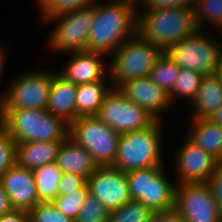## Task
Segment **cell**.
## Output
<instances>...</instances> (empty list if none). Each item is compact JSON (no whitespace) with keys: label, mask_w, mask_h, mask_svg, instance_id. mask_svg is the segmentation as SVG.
Segmentation results:
<instances>
[{"label":"cell","mask_w":222,"mask_h":222,"mask_svg":"<svg viewBox=\"0 0 222 222\" xmlns=\"http://www.w3.org/2000/svg\"><path fill=\"white\" fill-rule=\"evenodd\" d=\"M165 166H152L126 172L130 196L153 211L175 207L176 181ZM172 177V178H168Z\"/></svg>","instance_id":"cell-8"},{"label":"cell","mask_w":222,"mask_h":222,"mask_svg":"<svg viewBox=\"0 0 222 222\" xmlns=\"http://www.w3.org/2000/svg\"><path fill=\"white\" fill-rule=\"evenodd\" d=\"M56 164L63 173L78 175L86 180L98 167L92 155L70 137L62 142Z\"/></svg>","instance_id":"cell-19"},{"label":"cell","mask_w":222,"mask_h":222,"mask_svg":"<svg viewBox=\"0 0 222 222\" xmlns=\"http://www.w3.org/2000/svg\"><path fill=\"white\" fill-rule=\"evenodd\" d=\"M41 1H42V0H35V2H34V3H35L34 6H35V5L37 6Z\"/></svg>","instance_id":"cell-44"},{"label":"cell","mask_w":222,"mask_h":222,"mask_svg":"<svg viewBox=\"0 0 222 222\" xmlns=\"http://www.w3.org/2000/svg\"><path fill=\"white\" fill-rule=\"evenodd\" d=\"M97 117L120 135L148 128L157 120L118 88H112L107 94Z\"/></svg>","instance_id":"cell-11"},{"label":"cell","mask_w":222,"mask_h":222,"mask_svg":"<svg viewBox=\"0 0 222 222\" xmlns=\"http://www.w3.org/2000/svg\"><path fill=\"white\" fill-rule=\"evenodd\" d=\"M174 154L173 177L176 184L206 183L215 170L218 161L199 146H196L186 136ZM175 170V171H174Z\"/></svg>","instance_id":"cell-13"},{"label":"cell","mask_w":222,"mask_h":222,"mask_svg":"<svg viewBox=\"0 0 222 222\" xmlns=\"http://www.w3.org/2000/svg\"><path fill=\"white\" fill-rule=\"evenodd\" d=\"M199 30L193 6L145 8L137 13V33L164 52Z\"/></svg>","instance_id":"cell-1"},{"label":"cell","mask_w":222,"mask_h":222,"mask_svg":"<svg viewBox=\"0 0 222 222\" xmlns=\"http://www.w3.org/2000/svg\"><path fill=\"white\" fill-rule=\"evenodd\" d=\"M206 184L209 186L211 194L216 201L217 209L222 216V162L217 163Z\"/></svg>","instance_id":"cell-34"},{"label":"cell","mask_w":222,"mask_h":222,"mask_svg":"<svg viewBox=\"0 0 222 222\" xmlns=\"http://www.w3.org/2000/svg\"><path fill=\"white\" fill-rule=\"evenodd\" d=\"M215 76L222 82V46L218 54Z\"/></svg>","instance_id":"cell-43"},{"label":"cell","mask_w":222,"mask_h":222,"mask_svg":"<svg viewBox=\"0 0 222 222\" xmlns=\"http://www.w3.org/2000/svg\"><path fill=\"white\" fill-rule=\"evenodd\" d=\"M193 7L200 30L222 32V0H194Z\"/></svg>","instance_id":"cell-26"},{"label":"cell","mask_w":222,"mask_h":222,"mask_svg":"<svg viewBox=\"0 0 222 222\" xmlns=\"http://www.w3.org/2000/svg\"><path fill=\"white\" fill-rule=\"evenodd\" d=\"M154 211L140 201L130 200L110 211L107 222H148Z\"/></svg>","instance_id":"cell-28"},{"label":"cell","mask_w":222,"mask_h":222,"mask_svg":"<svg viewBox=\"0 0 222 222\" xmlns=\"http://www.w3.org/2000/svg\"><path fill=\"white\" fill-rule=\"evenodd\" d=\"M116 3L128 6L133 9L136 13L145 9L149 4L150 0H112Z\"/></svg>","instance_id":"cell-39"},{"label":"cell","mask_w":222,"mask_h":222,"mask_svg":"<svg viewBox=\"0 0 222 222\" xmlns=\"http://www.w3.org/2000/svg\"><path fill=\"white\" fill-rule=\"evenodd\" d=\"M118 89L127 99L146 109L157 120L166 121L163 116L174 110L169 94L149 77L129 80L122 83Z\"/></svg>","instance_id":"cell-16"},{"label":"cell","mask_w":222,"mask_h":222,"mask_svg":"<svg viewBox=\"0 0 222 222\" xmlns=\"http://www.w3.org/2000/svg\"><path fill=\"white\" fill-rule=\"evenodd\" d=\"M95 15V3L46 19V27L53 24L46 48L53 55L88 50V37Z\"/></svg>","instance_id":"cell-6"},{"label":"cell","mask_w":222,"mask_h":222,"mask_svg":"<svg viewBox=\"0 0 222 222\" xmlns=\"http://www.w3.org/2000/svg\"><path fill=\"white\" fill-rule=\"evenodd\" d=\"M69 137L87 150L98 166L113 165L120 134L97 116L79 117L72 122Z\"/></svg>","instance_id":"cell-10"},{"label":"cell","mask_w":222,"mask_h":222,"mask_svg":"<svg viewBox=\"0 0 222 222\" xmlns=\"http://www.w3.org/2000/svg\"><path fill=\"white\" fill-rule=\"evenodd\" d=\"M222 106V82L215 76H204L198 93L191 103L188 118H207ZM194 109V110H193Z\"/></svg>","instance_id":"cell-22"},{"label":"cell","mask_w":222,"mask_h":222,"mask_svg":"<svg viewBox=\"0 0 222 222\" xmlns=\"http://www.w3.org/2000/svg\"><path fill=\"white\" fill-rule=\"evenodd\" d=\"M163 120H156L150 127L120 135L113 167L129 172L152 166H165L163 149ZM164 129V130H163Z\"/></svg>","instance_id":"cell-4"},{"label":"cell","mask_w":222,"mask_h":222,"mask_svg":"<svg viewBox=\"0 0 222 222\" xmlns=\"http://www.w3.org/2000/svg\"><path fill=\"white\" fill-rule=\"evenodd\" d=\"M194 0H150L146 8H173L193 6Z\"/></svg>","instance_id":"cell-37"},{"label":"cell","mask_w":222,"mask_h":222,"mask_svg":"<svg viewBox=\"0 0 222 222\" xmlns=\"http://www.w3.org/2000/svg\"><path fill=\"white\" fill-rule=\"evenodd\" d=\"M97 0H42L37 5L39 20L43 23L46 19L61 13H66L81 7L89 6Z\"/></svg>","instance_id":"cell-29"},{"label":"cell","mask_w":222,"mask_h":222,"mask_svg":"<svg viewBox=\"0 0 222 222\" xmlns=\"http://www.w3.org/2000/svg\"><path fill=\"white\" fill-rule=\"evenodd\" d=\"M221 46L222 32L199 30L169 47L165 53L180 68L193 70L206 76L215 73Z\"/></svg>","instance_id":"cell-9"},{"label":"cell","mask_w":222,"mask_h":222,"mask_svg":"<svg viewBox=\"0 0 222 222\" xmlns=\"http://www.w3.org/2000/svg\"><path fill=\"white\" fill-rule=\"evenodd\" d=\"M32 69V70H31ZM29 68L8 79L0 91V108L46 109L53 69Z\"/></svg>","instance_id":"cell-7"},{"label":"cell","mask_w":222,"mask_h":222,"mask_svg":"<svg viewBox=\"0 0 222 222\" xmlns=\"http://www.w3.org/2000/svg\"><path fill=\"white\" fill-rule=\"evenodd\" d=\"M4 44H3V42L1 43V45H0V82L4 79V78H2V76L4 77V74L3 73H5V62H6V58H8L7 56H6V52H7V50L8 49H6L5 48V46H3ZM1 86V85H0Z\"/></svg>","instance_id":"cell-41"},{"label":"cell","mask_w":222,"mask_h":222,"mask_svg":"<svg viewBox=\"0 0 222 222\" xmlns=\"http://www.w3.org/2000/svg\"><path fill=\"white\" fill-rule=\"evenodd\" d=\"M68 60L57 72L67 81L76 85L111 81L109 56L100 52L78 51L66 53Z\"/></svg>","instance_id":"cell-14"},{"label":"cell","mask_w":222,"mask_h":222,"mask_svg":"<svg viewBox=\"0 0 222 222\" xmlns=\"http://www.w3.org/2000/svg\"><path fill=\"white\" fill-rule=\"evenodd\" d=\"M203 78L204 75L199 72L181 68L175 80L173 90L169 94L170 103L173 108L180 106L184 101L188 103L186 105L190 106L198 93ZM180 100L182 101L180 102Z\"/></svg>","instance_id":"cell-24"},{"label":"cell","mask_w":222,"mask_h":222,"mask_svg":"<svg viewBox=\"0 0 222 222\" xmlns=\"http://www.w3.org/2000/svg\"><path fill=\"white\" fill-rule=\"evenodd\" d=\"M0 180L13 210L29 212L40 203L33 170L15 163L0 177Z\"/></svg>","instance_id":"cell-17"},{"label":"cell","mask_w":222,"mask_h":222,"mask_svg":"<svg viewBox=\"0 0 222 222\" xmlns=\"http://www.w3.org/2000/svg\"><path fill=\"white\" fill-rule=\"evenodd\" d=\"M78 85L67 81L57 70H53L47 110L62 118L69 125L77 120L76 97Z\"/></svg>","instance_id":"cell-18"},{"label":"cell","mask_w":222,"mask_h":222,"mask_svg":"<svg viewBox=\"0 0 222 222\" xmlns=\"http://www.w3.org/2000/svg\"><path fill=\"white\" fill-rule=\"evenodd\" d=\"M87 183L89 192L109 211L132 200L126 172L112 165L98 166L93 174L88 177Z\"/></svg>","instance_id":"cell-15"},{"label":"cell","mask_w":222,"mask_h":222,"mask_svg":"<svg viewBox=\"0 0 222 222\" xmlns=\"http://www.w3.org/2000/svg\"><path fill=\"white\" fill-rule=\"evenodd\" d=\"M16 163V143L0 122V177Z\"/></svg>","instance_id":"cell-32"},{"label":"cell","mask_w":222,"mask_h":222,"mask_svg":"<svg viewBox=\"0 0 222 222\" xmlns=\"http://www.w3.org/2000/svg\"><path fill=\"white\" fill-rule=\"evenodd\" d=\"M148 222H184L178 210L173 207L167 210L154 211Z\"/></svg>","instance_id":"cell-36"},{"label":"cell","mask_w":222,"mask_h":222,"mask_svg":"<svg viewBox=\"0 0 222 222\" xmlns=\"http://www.w3.org/2000/svg\"><path fill=\"white\" fill-rule=\"evenodd\" d=\"M164 51L138 33L127 39L109 56L110 80L113 88L136 78L149 77Z\"/></svg>","instance_id":"cell-5"},{"label":"cell","mask_w":222,"mask_h":222,"mask_svg":"<svg viewBox=\"0 0 222 222\" xmlns=\"http://www.w3.org/2000/svg\"><path fill=\"white\" fill-rule=\"evenodd\" d=\"M210 121L218 123L222 126V106H220L214 113L207 117Z\"/></svg>","instance_id":"cell-42"},{"label":"cell","mask_w":222,"mask_h":222,"mask_svg":"<svg viewBox=\"0 0 222 222\" xmlns=\"http://www.w3.org/2000/svg\"><path fill=\"white\" fill-rule=\"evenodd\" d=\"M33 174L40 202H52L58 197V183L63 172L56 162L35 168Z\"/></svg>","instance_id":"cell-25"},{"label":"cell","mask_w":222,"mask_h":222,"mask_svg":"<svg viewBox=\"0 0 222 222\" xmlns=\"http://www.w3.org/2000/svg\"><path fill=\"white\" fill-rule=\"evenodd\" d=\"M180 67L164 52L149 74V78L167 94L173 90Z\"/></svg>","instance_id":"cell-27"},{"label":"cell","mask_w":222,"mask_h":222,"mask_svg":"<svg viewBox=\"0 0 222 222\" xmlns=\"http://www.w3.org/2000/svg\"><path fill=\"white\" fill-rule=\"evenodd\" d=\"M13 210L8 195L3 189V185L0 180V216L7 214Z\"/></svg>","instance_id":"cell-40"},{"label":"cell","mask_w":222,"mask_h":222,"mask_svg":"<svg viewBox=\"0 0 222 222\" xmlns=\"http://www.w3.org/2000/svg\"><path fill=\"white\" fill-rule=\"evenodd\" d=\"M0 222H29V214L23 210H12L0 216Z\"/></svg>","instance_id":"cell-38"},{"label":"cell","mask_w":222,"mask_h":222,"mask_svg":"<svg viewBox=\"0 0 222 222\" xmlns=\"http://www.w3.org/2000/svg\"><path fill=\"white\" fill-rule=\"evenodd\" d=\"M175 208L184 222H222L216 201L206 183L177 184Z\"/></svg>","instance_id":"cell-12"},{"label":"cell","mask_w":222,"mask_h":222,"mask_svg":"<svg viewBox=\"0 0 222 222\" xmlns=\"http://www.w3.org/2000/svg\"><path fill=\"white\" fill-rule=\"evenodd\" d=\"M64 141H40L16 143V164L29 170L56 162Z\"/></svg>","instance_id":"cell-21"},{"label":"cell","mask_w":222,"mask_h":222,"mask_svg":"<svg viewBox=\"0 0 222 222\" xmlns=\"http://www.w3.org/2000/svg\"><path fill=\"white\" fill-rule=\"evenodd\" d=\"M87 180L84 177L63 173L58 183V197L70 195L72 192H78Z\"/></svg>","instance_id":"cell-35"},{"label":"cell","mask_w":222,"mask_h":222,"mask_svg":"<svg viewBox=\"0 0 222 222\" xmlns=\"http://www.w3.org/2000/svg\"><path fill=\"white\" fill-rule=\"evenodd\" d=\"M89 193L88 183L86 182L78 192H72L70 195L56 197L52 204L63 215L75 221L78 217L81 204Z\"/></svg>","instance_id":"cell-30"},{"label":"cell","mask_w":222,"mask_h":222,"mask_svg":"<svg viewBox=\"0 0 222 222\" xmlns=\"http://www.w3.org/2000/svg\"><path fill=\"white\" fill-rule=\"evenodd\" d=\"M113 88L111 81L80 84L77 87L76 111L79 117L97 116L107 94Z\"/></svg>","instance_id":"cell-23"},{"label":"cell","mask_w":222,"mask_h":222,"mask_svg":"<svg viewBox=\"0 0 222 222\" xmlns=\"http://www.w3.org/2000/svg\"><path fill=\"white\" fill-rule=\"evenodd\" d=\"M28 214L29 222H75L58 211L52 202H40Z\"/></svg>","instance_id":"cell-33"},{"label":"cell","mask_w":222,"mask_h":222,"mask_svg":"<svg viewBox=\"0 0 222 222\" xmlns=\"http://www.w3.org/2000/svg\"><path fill=\"white\" fill-rule=\"evenodd\" d=\"M102 1V2H101ZM137 33V13L112 0H97L88 37V51L110 56Z\"/></svg>","instance_id":"cell-2"},{"label":"cell","mask_w":222,"mask_h":222,"mask_svg":"<svg viewBox=\"0 0 222 222\" xmlns=\"http://www.w3.org/2000/svg\"><path fill=\"white\" fill-rule=\"evenodd\" d=\"M187 119L190 126L187 125L188 131L184 135L218 162H222V126L208 118Z\"/></svg>","instance_id":"cell-20"},{"label":"cell","mask_w":222,"mask_h":222,"mask_svg":"<svg viewBox=\"0 0 222 222\" xmlns=\"http://www.w3.org/2000/svg\"><path fill=\"white\" fill-rule=\"evenodd\" d=\"M0 122L15 143L65 141L69 124L47 109L0 108Z\"/></svg>","instance_id":"cell-3"},{"label":"cell","mask_w":222,"mask_h":222,"mask_svg":"<svg viewBox=\"0 0 222 222\" xmlns=\"http://www.w3.org/2000/svg\"><path fill=\"white\" fill-rule=\"evenodd\" d=\"M110 211L90 192L81 204L75 222H107Z\"/></svg>","instance_id":"cell-31"}]
</instances>
